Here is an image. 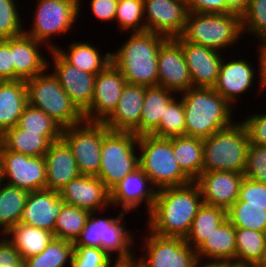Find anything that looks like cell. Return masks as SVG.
Masks as SVG:
<instances>
[{"label": "cell", "instance_id": "obj_59", "mask_svg": "<svg viewBox=\"0 0 266 267\" xmlns=\"http://www.w3.org/2000/svg\"><path fill=\"white\" fill-rule=\"evenodd\" d=\"M113 267H121L118 263H116Z\"/></svg>", "mask_w": 266, "mask_h": 267}, {"label": "cell", "instance_id": "obj_37", "mask_svg": "<svg viewBox=\"0 0 266 267\" xmlns=\"http://www.w3.org/2000/svg\"><path fill=\"white\" fill-rule=\"evenodd\" d=\"M74 242L53 237L39 254L24 259L23 267H71Z\"/></svg>", "mask_w": 266, "mask_h": 267}, {"label": "cell", "instance_id": "obj_32", "mask_svg": "<svg viewBox=\"0 0 266 267\" xmlns=\"http://www.w3.org/2000/svg\"><path fill=\"white\" fill-rule=\"evenodd\" d=\"M236 263L251 267H266V233L235 228Z\"/></svg>", "mask_w": 266, "mask_h": 267}, {"label": "cell", "instance_id": "obj_23", "mask_svg": "<svg viewBox=\"0 0 266 267\" xmlns=\"http://www.w3.org/2000/svg\"><path fill=\"white\" fill-rule=\"evenodd\" d=\"M225 61L226 59H223L221 62L218 79L213 89L233 106L240 100L239 96L251 90L259 74L254 72L256 68L252 67V63L241 57Z\"/></svg>", "mask_w": 266, "mask_h": 267}, {"label": "cell", "instance_id": "obj_56", "mask_svg": "<svg viewBox=\"0 0 266 267\" xmlns=\"http://www.w3.org/2000/svg\"><path fill=\"white\" fill-rule=\"evenodd\" d=\"M217 267H247V265L235 262H226V263H217Z\"/></svg>", "mask_w": 266, "mask_h": 267}, {"label": "cell", "instance_id": "obj_14", "mask_svg": "<svg viewBox=\"0 0 266 267\" xmlns=\"http://www.w3.org/2000/svg\"><path fill=\"white\" fill-rule=\"evenodd\" d=\"M48 52L51 56V59H48V68H53L52 73L70 97L71 102L83 114L92 102L96 75L71 65L56 50ZM50 64H54L53 67Z\"/></svg>", "mask_w": 266, "mask_h": 267}, {"label": "cell", "instance_id": "obj_28", "mask_svg": "<svg viewBox=\"0 0 266 267\" xmlns=\"http://www.w3.org/2000/svg\"><path fill=\"white\" fill-rule=\"evenodd\" d=\"M27 105V85L24 80L1 81L0 136L9 128L17 126L19 118Z\"/></svg>", "mask_w": 266, "mask_h": 267}, {"label": "cell", "instance_id": "obj_5", "mask_svg": "<svg viewBox=\"0 0 266 267\" xmlns=\"http://www.w3.org/2000/svg\"><path fill=\"white\" fill-rule=\"evenodd\" d=\"M241 17L234 13L188 12L180 37L217 51L233 47L242 37Z\"/></svg>", "mask_w": 266, "mask_h": 267}, {"label": "cell", "instance_id": "obj_33", "mask_svg": "<svg viewBox=\"0 0 266 267\" xmlns=\"http://www.w3.org/2000/svg\"><path fill=\"white\" fill-rule=\"evenodd\" d=\"M61 137H43L40 133H26L18 126L9 128L0 136V143L13 152L28 156L42 157L48 151L52 142Z\"/></svg>", "mask_w": 266, "mask_h": 267}, {"label": "cell", "instance_id": "obj_12", "mask_svg": "<svg viewBox=\"0 0 266 267\" xmlns=\"http://www.w3.org/2000/svg\"><path fill=\"white\" fill-rule=\"evenodd\" d=\"M140 257L150 267H197L196 250L184 238L163 237L149 229L144 233ZM145 249V250H144Z\"/></svg>", "mask_w": 266, "mask_h": 267}, {"label": "cell", "instance_id": "obj_19", "mask_svg": "<svg viewBox=\"0 0 266 267\" xmlns=\"http://www.w3.org/2000/svg\"><path fill=\"white\" fill-rule=\"evenodd\" d=\"M158 86L176 94L193 87L181 46L173 38H168L158 52Z\"/></svg>", "mask_w": 266, "mask_h": 267}, {"label": "cell", "instance_id": "obj_10", "mask_svg": "<svg viewBox=\"0 0 266 267\" xmlns=\"http://www.w3.org/2000/svg\"><path fill=\"white\" fill-rule=\"evenodd\" d=\"M81 0H36L33 23L24 33L43 43L47 50H55L57 45L52 37L67 34L79 19ZM36 11V12H35Z\"/></svg>", "mask_w": 266, "mask_h": 267}, {"label": "cell", "instance_id": "obj_15", "mask_svg": "<svg viewBox=\"0 0 266 267\" xmlns=\"http://www.w3.org/2000/svg\"><path fill=\"white\" fill-rule=\"evenodd\" d=\"M126 83L123 74L112 63L98 73L92 102L83 113L84 121L104 122L116 109Z\"/></svg>", "mask_w": 266, "mask_h": 267}, {"label": "cell", "instance_id": "obj_30", "mask_svg": "<svg viewBox=\"0 0 266 267\" xmlns=\"http://www.w3.org/2000/svg\"><path fill=\"white\" fill-rule=\"evenodd\" d=\"M91 42H71L68 51L59 45L55 49L68 63L76 66L78 69L97 75L103 71L111 61V53L106 52L104 55L93 46Z\"/></svg>", "mask_w": 266, "mask_h": 267}, {"label": "cell", "instance_id": "obj_57", "mask_svg": "<svg viewBox=\"0 0 266 267\" xmlns=\"http://www.w3.org/2000/svg\"><path fill=\"white\" fill-rule=\"evenodd\" d=\"M4 182V178H3V170H2V163H1V159H0V185Z\"/></svg>", "mask_w": 266, "mask_h": 267}, {"label": "cell", "instance_id": "obj_3", "mask_svg": "<svg viewBox=\"0 0 266 267\" xmlns=\"http://www.w3.org/2000/svg\"><path fill=\"white\" fill-rule=\"evenodd\" d=\"M130 33L129 39L111 53L112 64L127 83L158 86V52L168 38L147 30Z\"/></svg>", "mask_w": 266, "mask_h": 267}, {"label": "cell", "instance_id": "obj_38", "mask_svg": "<svg viewBox=\"0 0 266 267\" xmlns=\"http://www.w3.org/2000/svg\"><path fill=\"white\" fill-rule=\"evenodd\" d=\"M90 212L65 204L54 226V237L75 242L80 236Z\"/></svg>", "mask_w": 266, "mask_h": 267}, {"label": "cell", "instance_id": "obj_18", "mask_svg": "<svg viewBox=\"0 0 266 267\" xmlns=\"http://www.w3.org/2000/svg\"><path fill=\"white\" fill-rule=\"evenodd\" d=\"M183 51L193 87L213 88L217 82L223 54L215 49L173 38Z\"/></svg>", "mask_w": 266, "mask_h": 267}, {"label": "cell", "instance_id": "obj_45", "mask_svg": "<svg viewBox=\"0 0 266 267\" xmlns=\"http://www.w3.org/2000/svg\"><path fill=\"white\" fill-rule=\"evenodd\" d=\"M115 264V259L101 248L74 246L71 267H113Z\"/></svg>", "mask_w": 266, "mask_h": 267}, {"label": "cell", "instance_id": "obj_8", "mask_svg": "<svg viewBox=\"0 0 266 267\" xmlns=\"http://www.w3.org/2000/svg\"><path fill=\"white\" fill-rule=\"evenodd\" d=\"M47 67L42 73L26 80L28 104L44 111L63 129L84 121L83 114L71 102L52 71Z\"/></svg>", "mask_w": 266, "mask_h": 267}, {"label": "cell", "instance_id": "obj_39", "mask_svg": "<svg viewBox=\"0 0 266 267\" xmlns=\"http://www.w3.org/2000/svg\"><path fill=\"white\" fill-rule=\"evenodd\" d=\"M227 220L235 228L252 229L266 233V210L263 206H245L238 199L226 211Z\"/></svg>", "mask_w": 266, "mask_h": 267}, {"label": "cell", "instance_id": "obj_52", "mask_svg": "<svg viewBox=\"0 0 266 267\" xmlns=\"http://www.w3.org/2000/svg\"><path fill=\"white\" fill-rule=\"evenodd\" d=\"M188 12L226 13V0H185Z\"/></svg>", "mask_w": 266, "mask_h": 267}, {"label": "cell", "instance_id": "obj_4", "mask_svg": "<svg viewBox=\"0 0 266 267\" xmlns=\"http://www.w3.org/2000/svg\"><path fill=\"white\" fill-rule=\"evenodd\" d=\"M119 211L120 213L116 217L111 218L110 216L101 218L98 216L100 211L90 212L85 227L74 242V246L101 248L112 258H114L113 254L116 252V263L130 258L136 253L132 247L137 246L132 232L139 230L132 231L126 228L124 219L127 212ZM96 215L98 217H95Z\"/></svg>", "mask_w": 266, "mask_h": 267}, {"label": "cell", "instance_id": "obj_53", "mask_svg": "<svg viewBox=\"0 0 266 267\" xmlns=\"http://www.w3.org/2000/svg\"><path fill=\"white\" fill-rule=\"evenodd\" d=\"M258 45V46H257ZM256 46L257 48H259L258 52V56L257 58H259V64H258V73H259V90H266V40L263 41H256ZM260 46V47H259Z\"/></svg>", "mask_w": 266, "mask_h": 267}, {"label": "cell", "instance_id": "obj_48", "mask_svg": "<svg viewBox=\"0 0 266 267\" xmlns=\"http://www.w3.org/2000/svg\"><path fill=\"white\" fill-rule=\"evenodd\" d=\"M242 120L250 145L266 146V113L255 112Z\"/></svg>", "mask_w": 266, "mask_h": 267}, {"label": "cell", "instance_id": "obj_22", "mask_svg": "<svg viewBox=\"0 0 266 267\" xmlns=\"http://www.w3.org/2000/svg\"><path fill=\"white\" fill-rule=\"evenodd\" d=\"M65 204L58 191L43 189L29 192L19 223L48 230L54 235L56 219Z\"/></svg>", "mask_w": 266, "mask_h": 267}, {"label": "cell", "instance_id": "obj_42", "mask_svg": "<svg viewBox=\"0 0 266 267\" xmlns=\"http://www.w3.org/2000/svg\"><path fill=\"white\" fill-rule=\"evenodd\" d=\"M151 135L161 138L185 135V111L179 95L167 106L158 128Z\"/></svg>", "mask_w": 266, "mask_h": 267}, {"label": "cell", "instance_id": "obj_35", "mask_svg": "<svg viewBox=\"0 0 266 267\" xmlns=\"http://www.w3.org/2000/svg\"><path fill=\"white\" fill-rule=\"evenodd\" d=\"M227 220L225 209L202 204L193 219L189 234L185 241L195 250L209 237L214 229Z\"/></svg>", "mask_w": 266, "mask_h": 267}, {"label": "cell", "instance_id": "obj_34", "mask_svg": "<svg viewBox=\"0 0 266 267\" xmlns=\"http://www.w3.org/2000/svg\"><path fill=\"white\" fill-rule=\"evenodd\" d=\"M5 236L15 246L23 260L41 253L54 237L48 230L22 223L11 228Z\"/></svg>", "mask_w": 266, "mask_h": 267}, {"label": "cell", "instance_id": "obj_54", "mask_svg": "<svg viewBox=\"0 0 266 267\" xmlns=\"http://www.w3.org/2000/svg\"><path fill=\"white\" fill-rule=\"evenodd\" d=\"M248 4L249 0H226V13H234L242 17Z\"/></svg>", "mask_w": 266, "mask_h": 267}, {"label": "cell", "instance_id": "obj_31", "mask_svg": "<svg viewBox=\"0 0 266 267\" xmlns=\"http://www.w3.org/2000/svg\"><path fill=\"white\" fill-rule=\"evenodd\" d=\"M172 151L182 172L194 182L203 172V139L185 135L172 137Z\"/></svg>", "mask_w": 266, "mask_h": 267}, {"label": "cell", "instance_id": "obj_1", "mask_svg": "<svg viewBox=\"0 0 266 267\" xmlns=\"http://www.w3.org/2000/svg\"><path fill=\"white\" fill-rule=\"evenodd\" d=\"M202 204L201 191L195 182L159 189L146 229L159 236L185 239Z\"/></svg>", "mask_w": 266, "mask_h": 267}, {"label": "cell", "instance_id": "obj_36", "mask_svg": "<svg viewBox=\"0 0 266 267\" xmlns=\"http://www.w3.org/2000/svg\"><path fill=\"white\" fill-rule=\"evenodd\" d=\"M29 192L3 182L0 185V236L19 223Z\"/></svg>", "mask_w": 266, "mask_h": 267}, {"label": "cell", "instance_id": "obj_58", "mask_svg": "<svg viewBox=\"0 0 266 267\" xmlns=\"http://www.w3.org/2000/svg\"><path fill=\"white\" fill-rule=\"evenodd\" d=\"M197 267H217V263H213V264H199Z\"/></svg>", "mask_w": 266, "mask_h": 267}, {"label": "cell", "instance_id": "obj_13", "mask_svg": "<svg viewBox=\"0 0 266 267\" xmlns=\"http://www.w3.org/2000/svg\"><path fill=\"white\" fill-rule=\"evenodd\" d=\"M4 182L28 192L46 189L45 157H34L7 150L0 143Z\"/></svg>", "mask_w": 266, "mask_h": 267}, {"label": "cell", "instance_id": "obj_27", "mask_svg": "<svg viewBox=\"0 0 266 267\" xmlns=\"http://www.w3.org/2000/svg\"><path fill=\"white\" fill-rule=\"evenodd\" d=\"M196 255L199 264L236 263L235 227L225 220L196 250Z\"/></svg>", "mask_w": 266, "mask_h": 267}, {"label": "cell", "instance_id": "obj_40", "mask_svg": "<svg viewBox=\"0 0 266 267\" xmlns=\"http://www.w3.org/2000/svg\"><path fill=\"white\" fill-rule=\"evenodd\" d=\"M17 126L26 133H40L43 137H61L63 128L44 111L27 105Z\"/></svg>", "mask_w": 266, "mask_h": 267}, {"label": "cell", "instance_id": "obj_26", "mask_svg": "<svg viewBox=\"0 0 266 267\" xmlns=\"http://www.w3.org/2000/svg\"><path fill=\"white\" fill-rule=\"evenodd\" d=\"M46 46L23 33L12 37V63L15 81L28 80L42 73L48 67V58L40 48Z\"/></svg>", "mask_w": 266, "mask_h": 267}, {"label": "cell", "instance_id": "obj_49", "mask_svg": "<svg viewBox=\"0 0 266 267\" xmlns=\"http://www.w3.org/2000/svg\"><path fill=\"white\" fill-rule=\"evenodd\" d=\"M0 80L15 81V68L12 63V38L0 40Z\"/></svg>", "mask_w": 266, "mask_h": 267}, {"label": "cell", "instance_id": "obj_41", "mask_svg": "<svg viewBox=\"0 0 266 267\" xmlns=\"http://www.w3.org/2000/svg\"><path fill=\"white\" fill-rule=\"evenodd\" d=\"M114 22L125 32L146 31L144 0H119Z\"/></svg>", "mask_w": 266, "mask_h": 267}, {"label": "cell", "instance_id": "obj_20", "mask_svg": "<svg viewBox=\"0 0 266 267\" xmlns=\"http://www.w3.org/2000/svg\"><path fill=\"white\" fill-rule=\"evenodd\" d=\"M243 178L244 173L207 171L202 172L194 182L201 191L204 204L227 211L238 199Z\"/></svg>", "mask_w": 266, "mask_h": 267}, {"label": "cell", "instance_id": "obj_29", "mask_svg": "<svg viewBox=\"0 0 266 267\" xmlns=\"http://www.w3.org/2000/svg\"><path fill=\"white\" fill-rule=\"evenodd\" d=\"M175 92L161 86L145 89V97L139 126L133 131L136 136L151 135L159 126L165 109L176 98Z\"/></svg>", "mask_w": 266, "mask_h": 267}, {"label": "cell", "instance_id": "obj_11", "mask_svg": "<svg viewBox=\"0 0 266 267\" xmlns=\"http://www.w3.org/2000/svg\"><path fill=\"white\" fill-rule=\"evenodd\" d=\"M109 131L103 122L87 121L62 130L61 138L70 147L81 175H98L102 138Z\"/></svg>", "mask_w": 266, "mask_h": 267}, {"label": "cell", "instance_id": "obj_25", "mask_svg": "<svg viewBox=\"0 0 266 267\" xmlns=\"http://www.w3.org/2000/svg\"><path fill=\"white\" fill-rule=\"evenodd\" d=\"M146 86L126 83L118 105L103 122L110 131L133 132L140 124Z\"/></svg>", "mask_w": 266, "mask_h": 267}, {"label": "cell", "instance_id": "obj_21", "mask_svg": "<svg viewBox=\"0 0 266 267\" xmlns=\"http://www.w3.org/2000/svg\"><path fill=\"white\" fill-rule=\"evenodd\" d=\"M64 202L89 212L102 211L110 206V191L97 177L80 175L59 191Z\"/></svg>", "mask_w": 266, "mask_h": 267}, {"label": "cell", "instance_id": "obj_7", "mask_svg": "<svg viewBox=\"0 0 266 267\" xmlns=\"http://www.w3.org/2000/svg\"><path fill=\"white\" fill-rule=\"evenodd\" d=\"M139 166L159 190L184 186L192 181L182 172L172 151V137L138 136Z\"/></svg>", "mask_w": 266, "mask_h": 267}, {"label": "cell", "instance_id": "obj_47", "mask_svg": "<svg viewBox=\"0 0 266 267\" xmlns=\"http://www.w3.org/2000/svg\"><path fill=\"white\" fill-rule=\"evenodd\" d=\"M238 200L245 202V206H263L266 210V185L244 176Z\"/></svg>", "mask_w": 266, "mask_h": 267}, {"label": "cell", "instance_id": "obj_44", "mask_svg": "<svg viewBox=\"0 0 266 267\" xmlns=\"http://www.w3.org/2000/svg\"><path fill=\"white\" fill-rule=\"evenodd\" d=\"M17 0H0V40L9 39L24 33L20 5Z\"/></svg>", "mask_w": 266, "mask_h": 267}, {"label": "cell", "instance_id": "obj_17", "mask_svg": "<svg viewBox=\"0 0 266 267\" xmlns=\"http://www.w3.org/2000/svg\"><path fill=\"white\" fill-rule=\"evenodd\" d=\"M187 14L185 0H144L146 30L167 38L182 34Z\"/></svg>", "mask_w": 266, "mask_h": 267}, {"label": "cell", "instance_id": "obj_2", "mask_svg": "<svg viewBox=\"0 0 266 267\" xmlns=\"http://www.w3.org/2000/svg\"><path fill=\"white\" fill-rule=\"evenodd\" d=\"M179 95L185 111V136L205 139L236 122L235 107L213 88L191 87Z\"/></svg>", "mask_w": 266, "mask_h": 267}, {"label": "cell", "instance_id": "obj_24", "mask_svg": "<svg viewBox=\"0 0 266 267\" xmlns=\"http://www.w3.org/2000/svg\"><path fill=\"white\" fill-rule=\"evenodd\" d=\"M44 157L48 190L59 192L71 180L81 175L70 147L62 138L51 143Z\"/></svg>", "mask_w": 266, "mask_h": 267}, {"label": "cell", "instance_id": "obj_16", "mask_svg": "<svg viewBox=\"0 0 266 267\" xmlns=\"http://www.w3.org/2000/svg\"><path fill=\"white\" fill-rule=\"evenodd\" d=\"M156 194L157 189L139 166L110 190V207L120 206L121 211L131 213L144 202L148 216L155 205Z\"/></svg>", "mask_w": 266, "mask_h": 267}, {"label": "cell", "instance_id": "obj_55", "mask_svg": "<svg viewBox=\"0 0 266 267\" xmlns=\"http://www.w3.org/2000/svg\"><path fill=\"white\" fill-rule=\"evenodd\" d=\"M121 267H150L146 264L140 257L133 254L127 260L121 261L118 263Z\"/></svg>", "mask_w": 266, "mask_h": 267}, {"label": "cell", "instance_id": "obj_6", "mask_svg": "<svg viewBox=\"0 0 266 267\" xmlns=\"http://www.w3.org/2000/svg\"><path fill=\"white\" fill-rule=\"evenodd\" d=\"M249 139L240 120L203 139V172L244 173Z\"/></svg>", "mask_w": 266, "mask_h": 267}, {"label": "cell", "instance_id": "obj_9", "mask_svg": "<svg viewBox=\"0 0 266 267\" xmlns=\"http://www.w3.org/2000/svg\"><path fill=\"white\" fill-rule=\"evenodd\" d=\"M137 151H139L138 136L133 132L109 131L102 138L100 168L97 177L109 191L139 167V156H137L139 152Z\"/></svg>", "mask_w": 266, "mask_h": 267}, {"label": "cell", "instance_id": "obj_43", "mask_svg": "<svg viewBox=\"0 0 266 267\" xmlns=\"http://www.w3.org/2000/svg\"><path fill=\"white\" fill-rule=\"evenodd\" d=\"M242 34L266 40V0H249L247 10L241 17Z\"/></svg>", "mask_w": 266, "mask_h": 267}, {"label": "cell", "instance_id": "obj_46", "mask_svg": "<svg viewBox=\"0 0 266 267\" xmlns=\"http://www.w3.org/2000/svg\"><path fill=\"white\" fill-rule=\"evenodd\" d=\"M244 176L266 185V146L249 144Z\"/></svg>", "mask_w": 266, "mask_h": 267}, {"label": "cell", "instance_id": "obj_50", "mask_svg": "<svg viewBox=\"0 0 266 267\" xmlns=\"http://www.w3.org/2000/svg\"><path fill=\"white\" fill-rule=\"evenodd\" d=\"M0 237V267H23L24 260L15 246L6 238Z\"/></svg>", "mask_w": 266, "mask_h": 267}, {"label": "cell", "instance_id": "obj_51", "mask_svg": "<svg viewBox=\"0 0 266 267\" xmlns=\"http://www.w3.org/2000/svg\"><path fill=\"white\" fill-rule=\"evenodd\" d=\"M119 0H91L90 8L94 18L107 23L114 21L117 12V4Z\"/></svg>", "mask_w": 266, "mask_h": 267}]
</instances>
